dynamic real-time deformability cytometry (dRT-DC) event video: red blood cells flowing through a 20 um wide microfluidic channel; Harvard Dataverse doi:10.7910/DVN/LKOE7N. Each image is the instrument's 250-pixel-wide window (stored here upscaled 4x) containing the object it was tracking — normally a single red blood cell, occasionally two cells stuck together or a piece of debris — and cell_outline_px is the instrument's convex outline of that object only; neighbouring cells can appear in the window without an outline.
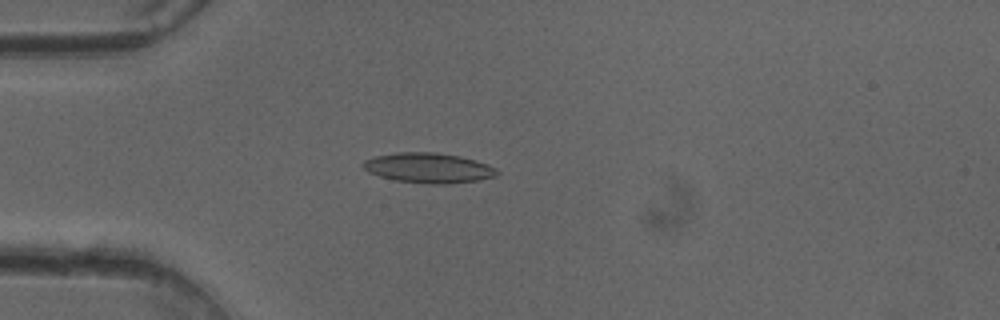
{"species": "common noctule bat (a hibernating species)", "species_latin": "Nyctalus noctula", "temperature_condition": "cold", "stored_images_in_passage": 51, "camera_frame_rate_fps": 3000, "um_per_image_px": 0.085, "animal": {"sex": "female"}, "frame": {"image": 1, "passage_image": 14, "time_ms": 4.333, "image_size_px": [1000, 320], "cell_outline_px": [[500, 172], [496, 176], [480, 180], [448, 184], [428, 184], [396, 180], [380, 176], [368, 172], [360, 164], [364, 160], [372, 156], [396, 152], [436, 152], [460, 156], [476, 160], [496, 168]], "centroid_in_image_um": [36.41, 14.27], "position_along_channel_um": 48.6, "area_um2": 23.7}}
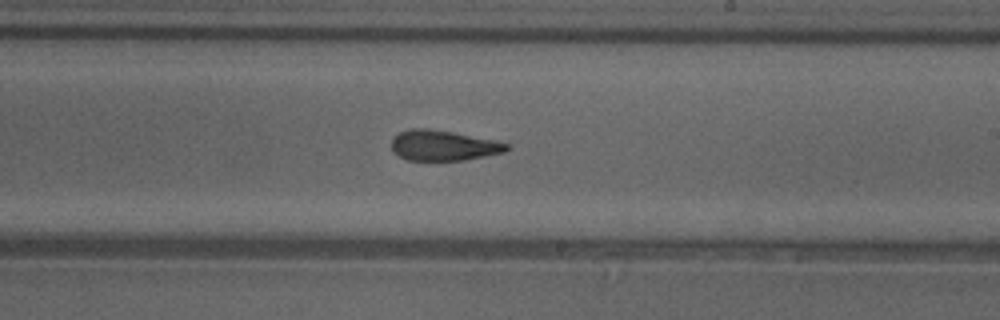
{"frame": {"image": 2, "passage_image": 30, "time_ms": 9.667, "image_size_px": [1000, 320], "cell_outline_px": [[512, 148], [504, 152], [464, 160], [408, 160], [392, 152], [392, 136], [408, 128], [428, 128], [452, 132], [496, 140], [508, 144]], "centroid_in_image_um": [37.67, 12.35], "position_along_channel_um": 251.3, "area_um2": 20.46}}
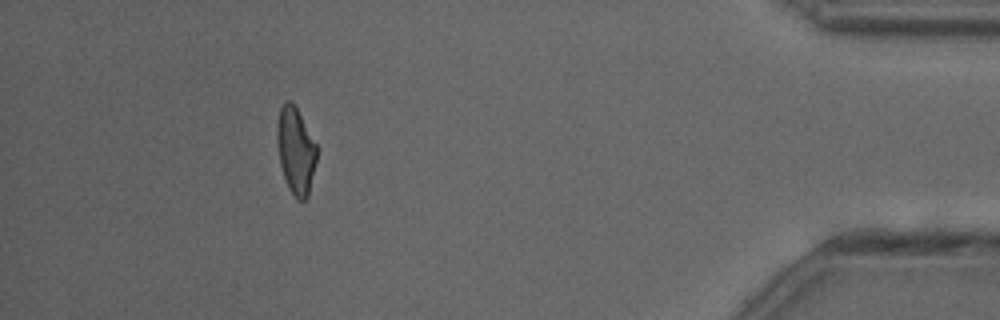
{"frame": {"image": 3, "passage_image": 46, "time_ms": 15.0, "image_size_px": [1000, 320], "cell_outline_px": [[316, 160], [308, 196], [304, 200], [296, 200], [288, 188], [280, 164], [276, 140], [276, 128], [280, 108], [288, 100], [292, 100], [316, 144]], "centroid_in_image_um": [25.11, 12.81], "position_along_channel_um": 410.1, "area_um2": 19.88}, "authors_computed_cell_mechanics": {"area_um2": 21.3282, "velocity_mm_per_s": 4.0679, "shape_relaxation_time_tau1_ms": null, "shape_relaxation_time_tau2_ms": 2.5926, "deformation_change_tau1": null, "deformation_change_tau2": 0.1103}}